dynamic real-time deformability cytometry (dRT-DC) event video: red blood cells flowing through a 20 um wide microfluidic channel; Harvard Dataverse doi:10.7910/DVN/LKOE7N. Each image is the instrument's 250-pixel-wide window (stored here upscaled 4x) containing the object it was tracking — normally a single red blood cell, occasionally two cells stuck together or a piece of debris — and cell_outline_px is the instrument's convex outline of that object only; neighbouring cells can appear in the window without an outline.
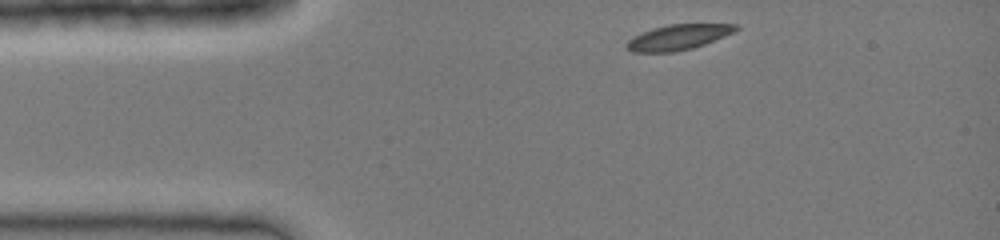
{"species": "common noctule bat (a hibernating species)", "species_latin": "Nyctalus noctula", "temperature_condition": "cold", "stored_images_in_passage": 31, "camera_frame_rate_fps": 3000, "um_per_image_px": 0.085, "animal": {"sex": "female", "body_mass_g": 19.0, "forearm_length_mm": 51.5}, "frame": {"image": 1, "passage_image": 1, "time_ms": 0.0, "image_size_px": [1000, 240], "cell_outline_px": [[740, 28], [724, 36], [704, 44], [692, 48], [672, 52], [632, 52], [624, 48], [624, 44], [632, 36], [652, 28], [668, 24], [736, 24]], "centroid_in_image_um": [57.57, 3.16], "position_along_channel_um": 27.4, "area_um2": 16.13}}
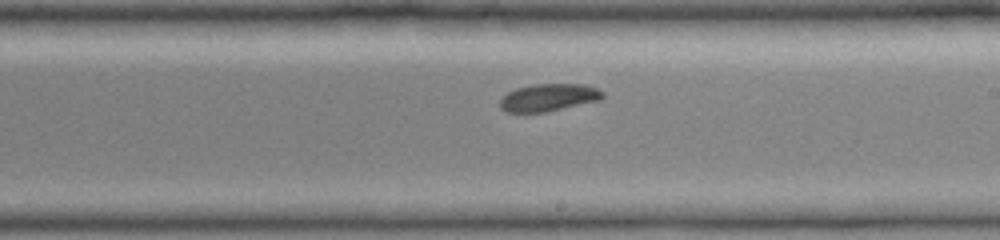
{"frame": {"image": 2, "passage_image": 18, "time_ms": 5.667, "image_size_px": [1000, 240], "cell_outline_px": [[604, 96], [600, 100], [544, 112], [504, 112], [500, 108], [500, 100], [508, 92], [516, 88], [532, 84], [584, 84], [596, 88], [604, 92]], "centroid_in_image_um": [46.62, 8.28], "position_along_channel_um": 242.4, "area_um2": 16.36}}
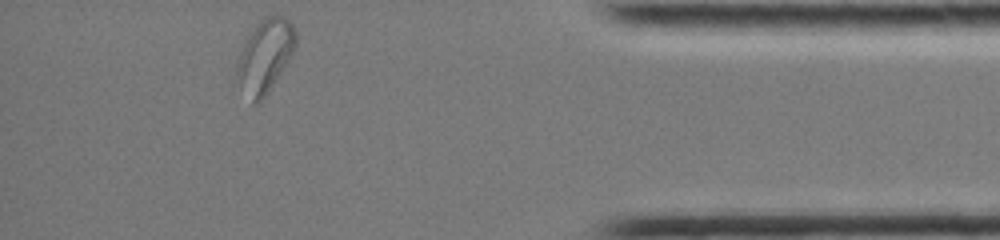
{"frame": {"image": 3, "passage_image": 31, "time_ms": 10.0, "image_size_px": [1000, 240], "cell_outline_px": [[296, 44], [292, 56], [272, 88], [256, 104], [252, 104], [240, 84], [236, 76], [236, 64], [244, 40], [256, 24], [268, 16], [284, 16], [292, 24], [296, 32]], "centroid_in_image_um": [22.54, 4.76], "position_along_channel_um": 412.7, "area_um2": 25.09}}